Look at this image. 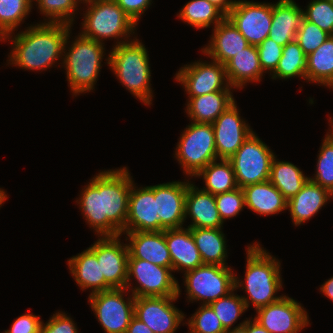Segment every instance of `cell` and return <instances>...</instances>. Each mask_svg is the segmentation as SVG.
Listing matches in <instances>:
<instances>
[{"mask_svg":"<svg viewBox=\"0 0 333 333\" xmlns=\"http://www.w3.org/2000/svg\"><path fill=\"white\" fill-rule=\"evenodd\" d=\"M68 262V269L78 287L82 291L91 289L90 295L113 289L101 276L100 264L95 253L87 248L76 256L71 257Z\"/></svg>","mask_w":333,"mask_h":333,"instance_id":"26","label":"cell"},{"mask_svg":"<svg viewBox=\"0 0 333 333\" xmlns=\"http://www.w3.org/2000/svg\"><path fill=\"white\" fill-rule=\"evenodd\" d=\"M242 190L245 207L254 213L269 216L287 210V200L269 180L244 186Z\"/></svg>","mask_w":333,"mask_h":333,"instance_id":"28","label":"cell"},{"mask_svg":"<svg viewBox=\"0 0 333 333\" xmlns=\"http://www.w3.org/2000/svg\"><path fill=\"white\" fill-rule=\"evenodd\" d=\"M38 5L40 14L48 19H44L45 23H65L73 24L76 11L79 10V4L83 0H33Z\"/></svg>","mask_w":333,"mask_h":333,"instance_id":"38","label":"cell"},{"mask_svg":"<svg viewBox=\"0 0 333 333\" xmlns=\"http://www.w3.org/2000/svg\"><path fill=\"white\" fill-rule=\"evenodd\" d=\"M234 102L231 91H217L188 97L185 112L192 122L213 123Z\"/></svg>","mask_w":333,"mask_h":333,"instance_id":"29","label":"cell"},{"mask_svg":"<svg viewBox=\"0 0 333 333\" xmlns=\"http://www.w3.org/2000/svg\"><path fill=\"white\" fill-rule=\"evenodd\" d=\"M194 177H202V180L205 182V187L202 190L212 195L229 192L238 188L235 173L229 160L218 159L210 162Z\"/></svg>","mask_w":333,"mask_h":333,"instance_id":"33","label":"cell"},{"mask_svg":"<svg viewBox=\"0 0 333 333\" xmlns=\"http://www.w3.org/2000/svg\"><path fill=\"white\" fill-rule=\"evenodd\" d=\"M191 217L188 228H222L223 222L216 206L215 197L211 193L188 184L185 199V220Z\"/></svg>","mask_w":333,"mask_h":333,"instance_id":"22","label":"cell"},{"mask_svg":"<svg viewBox=\"0 0 333 333\" xmlns=\"http://www.w3.org/2000/svg\"><path fill=\"white\" fill-rule=\"evenodd\" d=\"M302 11L304 19L333 36V4L330 1L312 0Z\"/></svg>","mask_w":333,"mask_h":333,"instance_id":"41","label":"cell"},{"mask_svg":"<svg viewBox=\"0 0 333 333\" xmlns=\"http://www.w3.org/2000/svg\"><path fill=\"white\" fill-rule=\"evenodd\" d=\"M229 266L203 264L185 272L184 285L188 302L208 305L235 289L234 270Z\"/></svg>","mask_w":333,"mask_h":333,"instance_id":"8","label":"cell"},{"mask_svg":"<svg viewBox=\"0 0 333 333\" xmlns=\"http://www.w3.org/2000/svg\"><path fill=\"white\" fill-rule=\"evenodd\" d=\"M127 292L129 291L126 288H113L88 296L91 310L105 333H126L134 316L135 301L131 293L127 299L124 298Z\"/></svg>","mask_w":333,"mask_h":333,"instance_id":"11","label":"cell"},{"mask_svg":"<svg viewBox=\"0 0 333 333\" xmlns=\"http://www.w3.org/2000/svg\"><path fill=\"white\" fill-rule=\"evenodd\" d=\"M41 324L40 316L29 312L16 318L10 329L2 333H40Z\"/></svg>","mask_w":333,"mask_h":333,"instance_id":"46","label":"cell"},{"mask_svg":"<svg viewBox=\"0 0 333 333\" xmlns=\"http://www.w3.org/2000/svg\"><path fill=\"white\" fill-rule=\"evenodd\" d=\"M275 156L271 163L269 181L288 201L294 197L309 179L299 167L288 161H280ZM279 160V161H278Z\"/></svg>","mask_w":333,"mask_h":333,"instance_id":"32","label":"cell"},{"mask_svg":"<svg viewBox=\"0 0 333 333\" xmlns=\"http://www.w3.org/2000/svg\"><path fill=\"white\" fill-rule=\"evenodd\" d=\"M247 333H269L254 319H247Z\"/></svg>","mask_w":333,"mask_h":333,"instance_id":"50","label":"cell"},{"mask_svg":"<svg viewBox=\"0 0 333 333\" xmlns=\"http://www.w3.org/2000/svg\"><path fill=\"white\" fill-rule=\"evenodd\" d=\"M247 319L243 320L242 323L236 325L235 327L226 330L225 333H247Z\"/></svg>","mask_w":333,"mask_h":333,"instance_id":"52","label":"cell"},{"mask_svg":"<svg viewBox=\"0 0 333 333\" xmlns=\"http://www.w3.org/2000/svg\"><path fill=\"white\" fill-rule=\"evenodd\" d=\"M330 198L333 199L332 193L308 179L302 189L287 201V210L294 225L297 227L310 220Z\"/></svg>","mask_w":333,"mask_h":333,"instance_id":"24","label":"cell"},{"mask_svg":"<svg viewBox=\"0 0 333 333\" xmlns=\"http://www.w3.org/2000/svg\"><path fill=\"white\" fill-rule=\"evenodd\" d=\"M253 318L269 333H299L310 325L301 303L283 295L278 301L256 310Z\"/></svg>","mask_w":333,"mask_h":333,"instance_id":"13","label":"cell"},{"mask_svg":"<svg viewBox=\"0 0 333 333\" xmlns=\"http://www.w3.org/2000/svg\"><path fill=\"white\" fill-rule=\"evenodd\" d=\"M122 10L138 25L140 17L152 5V0H114Z\"/></svg>","mask_w":333,"mask_h":333,"instance_id":"47","label":"cell"},{"mask_svg":"<svg viewBox=\"0 0 333 333\" xmlns=\"http://www.w3.org/2000/svg\"><path fill=\"white\" fill-rule=\"evenodd\" d=\"M179 296L135 297L134 316L154 333H175L185 315L173 302Z\"/></svg>","mask_w":333,"mask_h":333,"instance_id":"14","label":"cell"},{"mask_svg":"<svg viewBox=\"0 0 333 333\" xmlns=\"http://www.w3.org/2000/svg\"><path fill=\"white\" fill-rule=\"evenodd\" d=\"M7 198L8 195L6 194L5 190L0 188V207L5 202V200H7Z\"/></svg>","mask_w":333,"mask_h":333,"instance_id":"53","label":"cell"},{"mask_svg":"<svg viewBox=\"0 0 333 333\" xmlns=\"http://www.w3.org/2000/svg\"><path fill=\"white\" fill-rule=\"evenodd\" d=\"M165 241L170 252L173 272H187L203 265L190 228L165 229Z\"/></svg>","mask_w":333,"mask_h":333,"instance_id":"23","label":"cell"},{"mask_svg":"<svg viewBox=\"0 0 333 333\" xmlns=\"http://www.w3.org/2000/svg\"><path fill=\"white\" fill-rule=\"evenodd\" d=\"M116 46L107 55L106 63L134 97L142 103L152 104L151 70L149 54L144 44L137 37Z\"/></svg>","mask_w":333,"mask_h":333,"instance_id":"4","label":"cell"},{"mask_svg":"<svg viewBox=\"0 0 333 333\" xmlns=\"http://www.w3.org/2000/svg\"><path fill=\"white\" fill-rule=\"evenodd\" d=\"M126 333H154L144 322L133 316Z\"/></svg>","mask_w":333,"mask_h":333,"instance_id":"48","label":"cell"},{"mask_svg":"<svg viewBox=\"0 0 333 333\" xmlns=\"http://www.w3.org/2000/svg\"><path fill=\"white\" fill-rule=\"evenodd\" d=\"M220 218L224 223L226 219L236 217L245 207L244 192L238 187L232 191L214 195Z\"/></svg>","mask_w":333,"mask_h":333,"instance_id":"43","label":"cell"},{"mask_svg":"<svg viewBox=\"0 0 333 333\" xmlns=\"http://www.w3.org/2000/svg\"><path fill=\"white\" fill-rule=\"evenodd\" d=\"M319 289L323 295L333 302V276L324 282Z\"/></svg>","mask_w":333,"mask_h":333,"instance_id":"51","label":"cell"},{"mask_svg":"<svg viewBox=\"0 0 333 333\" xmlns=\"http://www.w3.org/2000/svg\"><path fill=\"white\" fill-rule=\"evenodd\" d=\"M239 112L235 101L212 123L219 160H229L254 132Z\"/></svg>","mask_w":333,"mask_h":333,"instance_id":"17","label":"cell"},{"mask_svg":"<svg viewBox=\"0 0 333 333\" xmlns=\"http://www.w3.org/2000/svg\"><path fill=\"white\" fill-rule=\"evenodd\" d=\"M175 75L174 79L182 84L188 97L234 89L228 83L225 65L214 60L186 64Z\"/></svg>","mask_w":333,"mask_h":333,"instance_id":"12","label":"cell"},{"mask_svg":"<svg viewBox=\"0 0 333 333\" xmlns=\"http://www.w3.org/2000/svg\"><path fill=\"white\" fill-rule=\"evenodd\" d=\"M160 231L154 186L137 187L133 182L128 200V214L123 232Z\"/></svg>","mask_w":333,"mask_h":333,"instance_id":"19","label":"cell"},{"mask_svg":"<svg viewBox=\"0 0 333 333\" xmlns=\"http://www.w3.org/2000/svg\"><path fill=\"white\" fill-rule=\"evenodd\" d=\"M259 53L260 65L263 72L270 75L275 71L282 56L283 46L267 37L262 43L256 46Z\"/></svg>","mask_w":333,"mask_h":333,"instance_id":"44","label":"cell"},{"mask_svg":"<svg viewBox=\"0 0 333 333\" xmlns=\"http://www.w3.org/2000/svg\"><path fill=\"white\" fill-rule=\"evenodd\" d=\"M250 45H259L269 37L272 3L237 0L227 15Z\"/></svg>","mask_w":333,"mask_h":333,"instance_id":"15","label":"cell"},{"mask_svg":"<svg viewBox=\"0 0 333 333\" xmlns=\"http://www.w3.org/2000/svg\"><path fill=\"white\" fill-rule=\"evenodd\" d=\"M172 272L170 268L139 258H128L126 289L134 297H180L181 289ZM132 277L137 283L135 287L131 283Z\"/></svg>","mask_w":333,"mask_h":333,"instance_id":"9","label":"cell"},{"mask_svg":"<svg viewBox=\"0 0 333 333\" xmlns=\"http://www.w3.org/2000/svg\"><path fill=\"white\" fill-rule=\"evenodd\" d=\"M234 291L236 290L209 304L225 330L231 329L238 318L247 311L244 300Z\"/></svg>","mask_w":333,"mask_h":333,"instance_id":"39","label":"cell"},{"mask_svg":"<svg viewBox=\"0 0 333 333\" xmlns=\"http://www.w3.org/2000/svg\"><path fill=\"white\" fill-rule=\"evenodd\" d=\"M246 252L245 279L241 281L235 275V290L242 288L247 293V297L241 295L247 310L252 305L256 311L283 296H276L283 287L281 262L261 247L259 242L249 244Z\"/></svg>","mask_w":333,"mask_h":333,"instance_id":"3","label":"cell"},{"mask_svg":"<svg viewBox=\"0 0 333 333\" xmlns=\"http://www.w3.org/2000/svg\"><path fill=\"white\" fill-rule=\"evenodd\" d=\"M306 81L333 90V36L307 55Z\"/></svg>","mask_w":333,"mask_h":333,"instance_id":"31","label":"cell"},{"mask_svg":"<svg viewBox=\"0 0 333 333\" xmlns=\"http://www.w3.org/2000/svg\"><path fill=\"white\" fill-rule=\"evenodd\" d=\"M82 4L87 6L81 23L82 36L101 43L115 38L114 46L133 40L129 37L136 34L137 24L114 0H83Z\"/></svg>","mask_w":333,"mask_h":333,"instance_id":"6","label":"cell"},{"mask_svg":"<svg viewBox=\"0 0 333 333\" xmlns=\"http://www.w3.org/2000/svg\"><path fill=\"white\" fill-rule=\"evenodd\" d=\"M220 9L226 16L236 5L237 0H207Z\"/></svg>","mask_w":333,"mask_h":333,"instance_id":"49","label":"cell"},{"mask_svg":"<svg viewBox=\"0 0 333 333\" xmlns=\"http://www.w3.org/2000/svg\"><path fill=\"white\" fill-rule=\"evenodd\" d=\"M70 33L71 31L67 35L63 61L60 63L61 67L63 66L66 70L68 87L73 92V96L76 97L81 93L92 92L95 89L106 50L104 43L86 38L80 33L71 41L70 45V41H68Z\"/></svg>","mask_w":333,"mask_h":333,"instance_id":"5","label":"cell"},{"mask_svg":"<svg viewBox=\"0 0 333 333\" xmlns=\"http://www.w3.org/2000/svg\"><path fill=\"white\" fill-rule=\"evenodd\" d=\"M33 8V0H0V33H14Z\"/></svg>","mask_w":333,"mask_h":333,"instance_id":"37","label":"cell"},{"mask_svg":"<svg viewBox=\"0 0 333 333\" xmlns=\"http://www.w3.org/2000/svg\"><path fill=\"white\" fill-rule=\"evenodd\" d=\"M0 41H5V37L0 33Z\"/></svg>","mask_w":333,"mask_h":333,"instance_id":"54","label":"cell"},{"mask_svg":"<svg viewBox=\"0 0 333 333\" xmlns=\"http://www.w3.org/2000/svg\"><path fill=\"white\" fill-rule=\"evenodd\" d=\"M75 324L65 312L56 311L46 323L42 321L40 333H78Z\"/></svg>","mask_w":333,"mask_h":333,"instance_id":"45","label":"cell"},{"mask_svg":"<svg viewBox=\"0 0 333 333\" xmlns=\"http://www.w3.org/2000/svg\"><path fill=\"white\" fill-rule=\"evenodd\" d=\"M225 70L228 83L234 89H242L249 82H260L264 72L257 47L244 48L225 64Z\"/></svg>","mask_w":333,"mask_h":333,"instance_id":"27","label":"cell"},{"mask_svg":"<svg viewBox=\"0 0 333 333\" xmlns=\"http://www.w3.org/2000/svg\"><path fill=\"white\" fill-rule=\"evenodd\" d=\"M177 17L196 29L210 28L220 23L226 15L207 0H190Z\"/></svg>","mask_w":333,"mask_h":333,"instance_id":"34","label":"cell"},{"mask_svg":"<svg viewBox=\"0 0 333 333\" xmlns=\"http://www.w3.org/2000/svg\"><path fill=\"white\" fill-rule=\"evenodd\" d=\"M200 305L198 310L186 321L190 330L188 333H225L226 330L211 306L209 304Z\"/></svg>","mask_w":333,"mask_h":333,"instance_id":"40","label":"cell"},{"mask_svg":"<svg viewBox=\"0 0 333 333\" xmlns=\"http://www.w3.org/2000/svg\"><path fill=\"white\" fill-rule=\"evenodd\" d=\"M329 123L331 129L325 135L318 151L316 172L314 177H309V179L333 195V118L331 116Z\"/></svg>","mask_w":333,"mask_h":333,"instance_id":"36","label":"cell"},{"mask_svg":"<svg viewBox=\"0 0 333 333\" xmlns=\"http://www.w3.org/2000/svg\"><path fill=\"white\" fill-rule=\"evenodd\" d=\"M71 27L73 26L65 23L40 22L28 26L17 35H6L5 41L13 42L8 65L25 70L45 71L57 61H63L64 46L69 31H72Z\"/></svg>","mask_w":333,"mask_h":333,"instance_id":"2","label":"cell"},{"mask_svg":"<svg viewBox=\"0 0 333 333\" xmlns=\"http://www.w3.org/2000/svg\"><path fill=\"white\" fill-rule=\"evenodd\" d=\"M129 252L128 258H139L155 265L172 269L170 252L163 231L122 232Z\"/></svg>","mask_w":333,"mask_h":333,"instance_id":"20","label":"cell"},{"mask_svg":"<svg viewBox=\"0 0 333 333\" xmlns=\"http://www.w3.org/2000/svg\"><path fill=\"white\" fill-rule=\"evenodd\" d=\"M306 59L307 55L295 40L287 43L271 79L287 80L300 77L306 81Z\"/></svg>","mask_w":333,"mask_h":333,"instance_id":"35","label":"cell"},{"mask_svg":"<svg viewBox=\"0 0 333 333\" xmlns=\"http://www.w3.org/2000/svg\"><path fill=\"white\" fill-rule=\"evenodd\" d=\"M191 181H172L154 185L160 231L182 228L185 222V199Z\"/></svg>","mask_w":333,"mask_h":333,"instance_id":"18","label":"cell"},{"mask_svg":"<svg viewBox=\"0 0 333 333\" xmlns=\"http://www.w3.org/2000/svg\"><path fill=\"white\" fill-rule=\"evenodd\" d=\"M331 35L323 31L316 24L303 19L299 30L296 33L295 41L299 44L306 55L315 51Z\"/></svg>","mask_w":333,"mask_h":333,"instance_id":"42","label":"cell"},{"mask_svg":"<svg viewBox=\"0 0 333 333\" xmlns=\"http://www.w3.org/2000/svg\"><path fill=\"white\" fill-rule=\"evenodd\" d=\"M302 10L294 0H278L272 4L269 38L283 47L294 41L304 19Z\"/></svg>","mask_w":333,"mask_h":333,"instance_id":"25","label":"cell"},{"mask_svg":"<svg viewBox=\"0 0 333 333\" xmlns=\"http://www.w3.org/2000/svg\"><path fill=\"white\" fill-rule=\"evenodd\" d=\"M258 137L253 132L229 159L240 188L269 180L271 163L276 154Z\"/></svg>","mask_w":333,"mask_h":333,"instance_id":"10","label":"cell"},{"mask_svg":"<svg viewBox=\"0 0 333 333\" xmlns=\"http://www.w3.org/2000/svg\"><path fill=\"white\" fill-rule=\"evenodd\" d=\"M223 228H190L203 264L227 266V241Z\"/></svg>","mask_w":333,"mask_h":333,"instance_id":"30","label":"cell"},{"mask_svg":"<svg viewBox=\"0 0 333 333\" xmlns=\"http://www.w3.org/2000/svg\"><path fill=\"white\" fill-rule=\"evenodd\" d=\"M179 139L174 157L189 178L194 177L210 162L218 160L212 123L191 121Z\"/></svg>","mask_w":333,"mask_h":333,"instance_id":"7","label":"cell"},{"mask_svg":"<svg viewBox=\"0 0 333 333\" xmlns=\"http://www.w3.org/2000/svg\"><path fill=\"white\" fill-rule=\"evenodd\" d=\"M121 236L98 237L89 247L100 264L101 276L112 288H126L129 252Z\"/></svg>","mask_w":333,"mask_h":333,"instance_id":"16","label":"cell"},{"mask_svg":"<svg viewBox=\"0 0 333 333\" xmlns=\"http://www.w3.org/2000/svg\"><path fill=\"white\" fill-rule=\"evenodd\" d=\"M132 177L127 167L104 170L82 188L75 202L97 236H120L124 231Z\"/></svg>","mask_w":333,"mask_h":333,"instance_id":"1","label":"cell"},{"mask_svg":"<svg viewBox=\"0 0 333 333\" xmlns=\"http://www.w3.org/2000/svg\"><path fill=\"white\" fill-rule=\"evenodd\" d=\"M212 29L209 43L201 50L211 60L225 65L250 45L227 16Z\"/></svg>","mask_w":333,"mask_h":333,"instance_id":"21","label":"cell"}]
</instances>
